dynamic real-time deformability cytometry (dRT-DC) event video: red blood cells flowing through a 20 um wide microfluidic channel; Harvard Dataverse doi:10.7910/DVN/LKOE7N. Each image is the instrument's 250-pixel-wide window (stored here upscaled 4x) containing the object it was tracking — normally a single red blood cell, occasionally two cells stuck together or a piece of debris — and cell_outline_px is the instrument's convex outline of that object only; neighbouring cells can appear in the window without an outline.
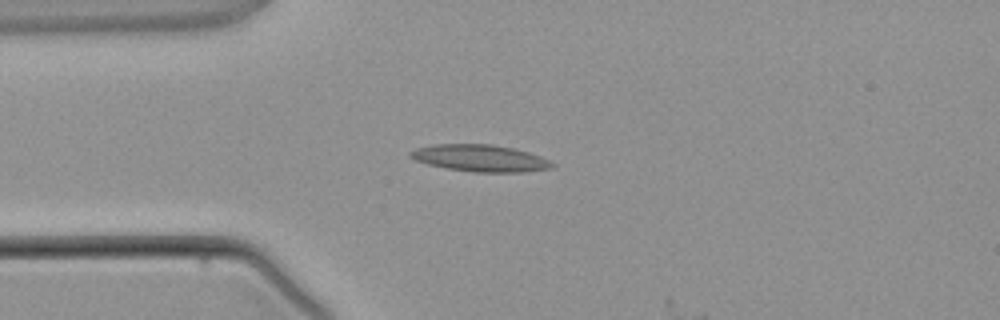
{"species": "common noctule bat (a hibernating species)", "species_latin": "Nyctalus noctula", "temperature_condition": "warm", "stored_images_in_passage": 2, "camera_frame_rate_fps": 3000, "um_per_image_px": 0.085, "animal": {"sex": "male", "body_mass_g": 21.5, "forearm_length_mm": 52.0}, "frame": {"image": 1, "passage_image": 2, "time_ms": 1.333, "image_size_px": [1000, 320], "cell_outline_px": [[556, 164], [552, 168], [524, 172], [472, 172], [448, 168], [428, 164], [416, 160], [408, 156], [408, 152], [416, 148], [432, 144], [492, 144], [512, 148], [528, 152], [540, 156]], "centroid_in_image_um": [40.8, 13.44], "position_along_channel_um": 44.2, "area_um2": 22.2}}